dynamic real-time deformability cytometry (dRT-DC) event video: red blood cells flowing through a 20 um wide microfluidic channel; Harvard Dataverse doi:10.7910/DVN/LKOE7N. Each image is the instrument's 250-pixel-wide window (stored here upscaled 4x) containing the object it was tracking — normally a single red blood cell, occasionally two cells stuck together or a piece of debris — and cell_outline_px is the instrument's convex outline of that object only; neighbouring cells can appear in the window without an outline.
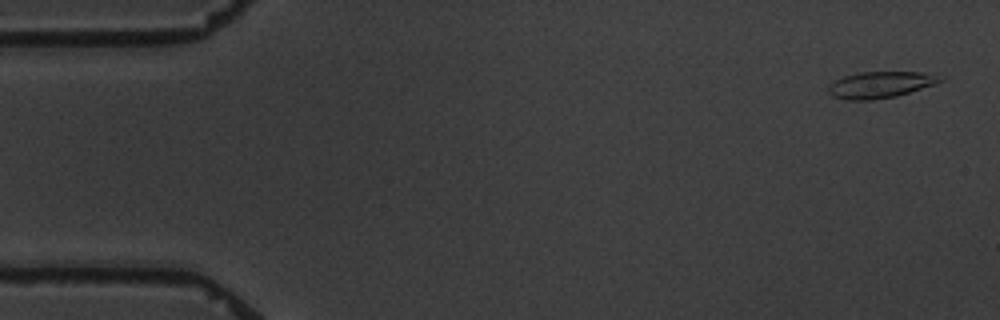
{"species": "common noctule bat (a hibernating species)", "species_latin": "Nyctalus noctula", "temperature_condition": "warm", "stored_images_in_passage": 6, "camera_frame_rate_fps": 3000, "um_per_image_px": 0.085, "animal": {"sex": "male", "body_mass_g": 19.5, "forearm_length_mm": 54.6}, "frame": {"image": 1, "passage_image": 1, "time_ms": 0.0, "image_size_px": [1000, 320], "cell_outline_px": [[948, 76], [944, 80], [936, 84], [896, 96], [872, 100], [848, 100], [832, 96], [828, 92], [828, 84], [844, 76], [860, 72], [920, 72]], "centroid_in_image_um": [74.87, 7.19], "position_along_channel_um": 10.1, "area_um2": 17.4}}
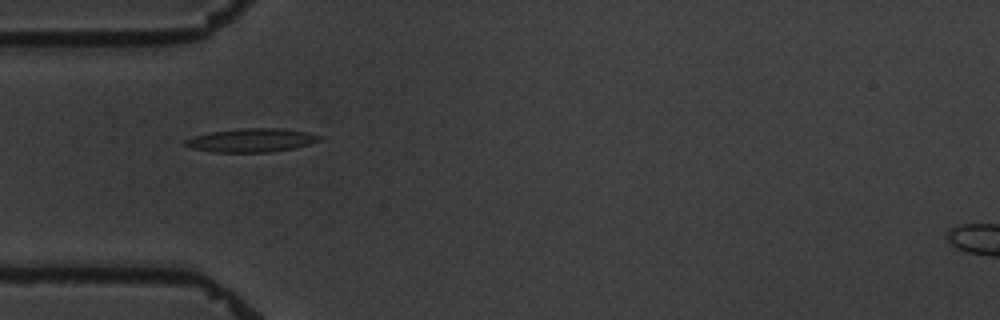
{"frame": {"image": 2, "passage_image": 5, "time_ms": 5.0, "image_size_px": [1000, 320], "cell_outline_px": [[324, 136], [320, 140], [308, 144], [292, 148], [268, 152], [212, 152], [192, 148], [184, 144], [184, 140], [192, 136], [208, 132], [244, 128], [280, 128], [304, 132]], "centroid_in_image_um": [21.32, 11.91], "position_along_channel_um": 63.7, "area_um2": 18.32}}
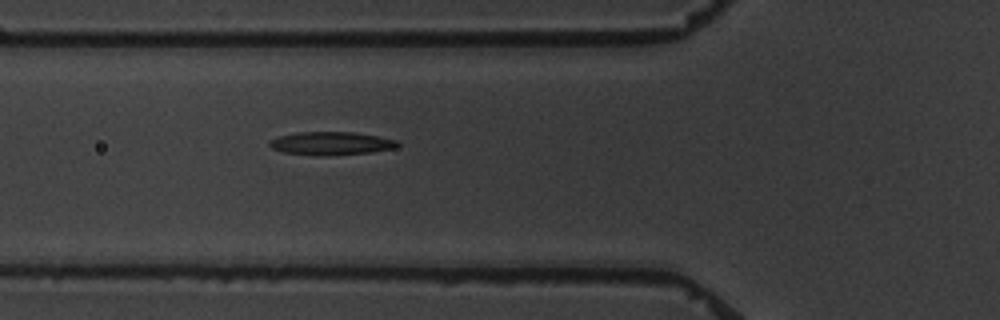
{"frame": {"image": 3, "passage_image": 6, "time_ms": 6.0, "image_size_px": [1000, 320], "cell_outline_px": [[400, 144], [396, 148], [372, 152], [324, 156], [312, 156], [284, 152], [272, 148], [268, 144], [268, 140], [276, 136], [296, 132], [356, 132], [380, 136], [396, 140]], "centroid_in_image_um": [28.12, 12.18], "position_along_channel_um": 97.7, "area_um2": 17.69}}